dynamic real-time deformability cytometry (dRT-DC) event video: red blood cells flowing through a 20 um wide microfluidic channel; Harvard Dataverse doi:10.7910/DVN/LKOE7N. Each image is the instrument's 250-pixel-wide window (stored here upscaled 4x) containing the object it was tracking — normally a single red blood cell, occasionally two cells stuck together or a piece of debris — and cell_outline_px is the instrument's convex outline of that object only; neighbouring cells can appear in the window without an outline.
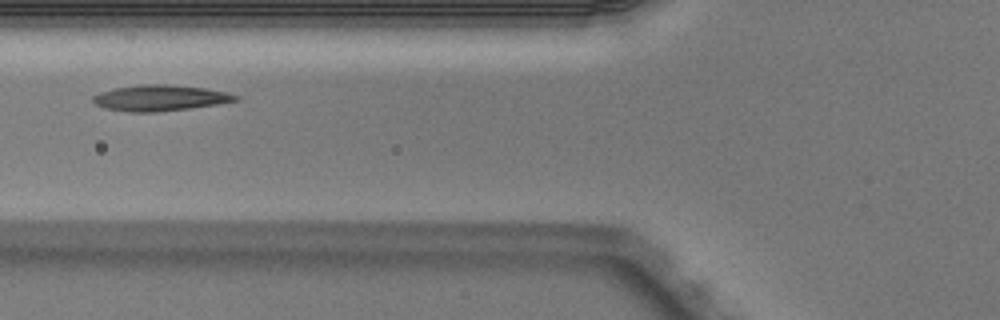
{"species": "Egyptian fruit bat (a non-hibernating species)", "species_latin": "Rousettus aegyptiacus", "temperature_condition": "warm", "stored_images_in_passage": 3, "camera_frame_rate_fps": 3000, "um_per_image_px": 0.085, "animal": {"sex": "male"}, "frame": {"image": 1, "passage_image": 3, "time_ms": 0.667, "image_size_px": [1000, 320], "cell_outline_px": [[240, 100], [216, 104], [188, 108], [156, 112], [128, 112], [104, 108], [96, 104], [92, 100], [92, 96], [100, 92], [112, 88], [144, 84], [168, 84], [204, 88], [224, 92], [240, 96]], "centroid_in_image_um": [13.56, 8.32], "position_along_channel_um": 112.2, "area_um2": 21.44}}